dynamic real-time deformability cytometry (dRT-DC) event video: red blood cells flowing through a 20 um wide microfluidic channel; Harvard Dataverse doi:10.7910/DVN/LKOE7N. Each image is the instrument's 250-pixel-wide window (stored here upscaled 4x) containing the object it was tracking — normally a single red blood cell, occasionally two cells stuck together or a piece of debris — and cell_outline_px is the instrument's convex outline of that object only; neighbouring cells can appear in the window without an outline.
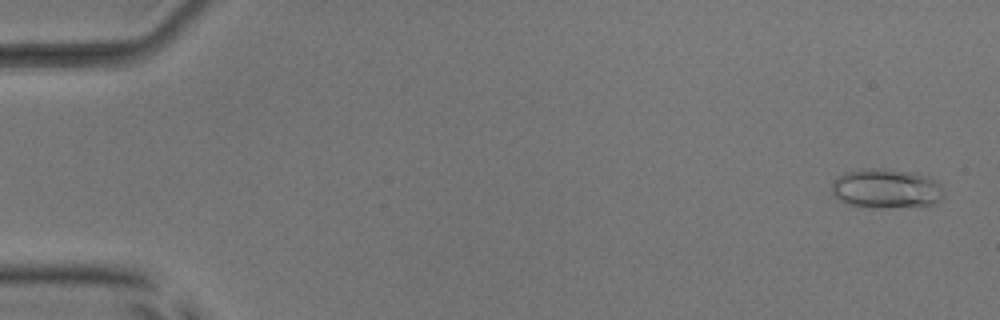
{"species": "common noctule bat (a hibernating species)", "species_latin": "Nyctalus noctula", "temperature_condition": "room temperature", "stored_images_in_passage": 52, "camera_frame_rate_fps": 3000, "um_per_image_px": 0.085, "animal": {"sex": "male", "body_mass_g": 17.9, "forearm_length_mm": 54.2}, "frame": {"image": 1, "passage_image": 2, "time_ms": 0.333, "image_size_px": [1000, 320], "cell_outline_px": [[944, 196], [940, 200], [932, 204], [884, 208], [872, 208], [848, 204], [832, 196], [832, 184], [844, 172], [868, 168], [884, 168], [912, 172], [936, 180], [944, 192]], "centroid_in_image_um": [75.31, 16.03], "position_along_channel_um": 9.7, "area_um2": 25.72}}
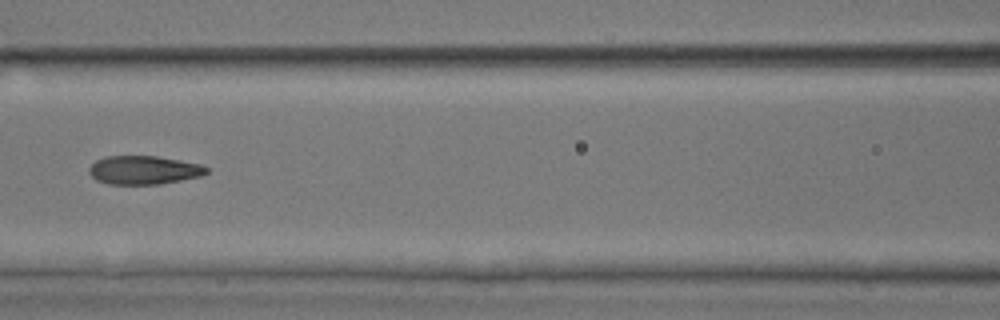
{"frame": {"image": 2, "passage_image": 24, "time_ms": 7.667, "image_size_px": [1000, 320], "cell_outline_px": [[208, 172], [200, 176], [160, 184], [108, 184], [96, 180], [88, 172], [88, 168], [96, 160], [104, 156], [156, 156], [180, 160], [200, 164], [208, 168]], "centroid_in_image_um": [12.19, 14.45], "position_along_channel_um": 154.4, "area_um2": 19.54}}
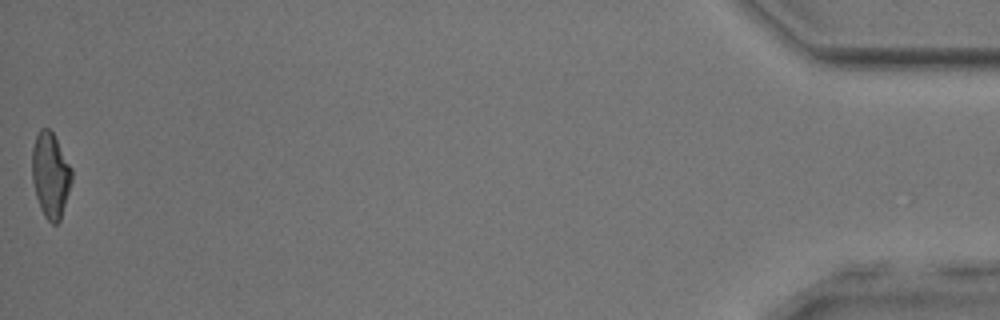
{"frame": {"image": 3, "passage_image": 52, "time_ms": 17.0, "image_size_px": [1000, 320], "cell_outline_px": [[72, 180], [60, 220], [56, 224], [52, 224], [44, 216], [40, 208], [36, 196], [32, 180], [32, 148], [36, 136], [40, 128], [48, 128], [52, 132], [72, 168]], "centroid_in_image_um": [4.28, 14.89], "position_along_channel_um": 430.9, "area_um2": 19.59}, "authors_computed_cell_mechanics": {"area_um2": 20.1433, "velocity_mm_per_s": 3.9895, "shape_relaxation_time_tau1_ms": 6.3835, "shape_relaxation_time_tau2_ms": 1.7221, "deformation_change_tau1": 0.1959, "deformation_change_tau2": 0.0933}}